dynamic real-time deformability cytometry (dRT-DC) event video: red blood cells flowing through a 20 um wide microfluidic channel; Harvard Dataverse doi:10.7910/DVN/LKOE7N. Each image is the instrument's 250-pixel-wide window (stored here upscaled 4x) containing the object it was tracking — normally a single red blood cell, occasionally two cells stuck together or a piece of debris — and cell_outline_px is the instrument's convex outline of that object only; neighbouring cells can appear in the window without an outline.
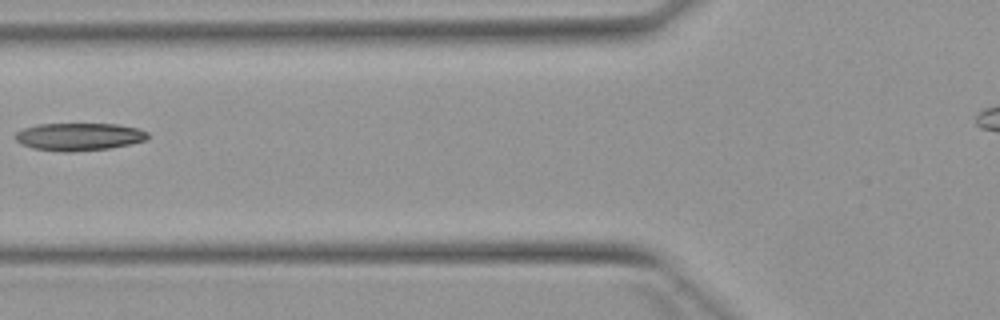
{"species": "Egyptian fruit bat (a non-hibernating species)", "species_latin": "Rousettus aegyptiacus", "temperature_condition": "warm", "stored_images_in_passage": 2, "camera_frame_rate_fps": 3000, "um_per_image_px": 0.085, "animal": {"sex": "female"}, "frame": {"image": 1, "passage_image": 2, "time_ms": 1.333, "image_size_px": [1000, 320], "cell_outline_px": [[148, 140], [108, 148], [68, 152], [64, 152], [32, 148], [16, 140], [16, 132], [24, 128], [36, 124], [120, 124], [140, 128], [148, 132]], "centroid_in_image_um": [6.76, 11.61], "position_along_channel_um": 119.0, "area_um2": 21.27}}